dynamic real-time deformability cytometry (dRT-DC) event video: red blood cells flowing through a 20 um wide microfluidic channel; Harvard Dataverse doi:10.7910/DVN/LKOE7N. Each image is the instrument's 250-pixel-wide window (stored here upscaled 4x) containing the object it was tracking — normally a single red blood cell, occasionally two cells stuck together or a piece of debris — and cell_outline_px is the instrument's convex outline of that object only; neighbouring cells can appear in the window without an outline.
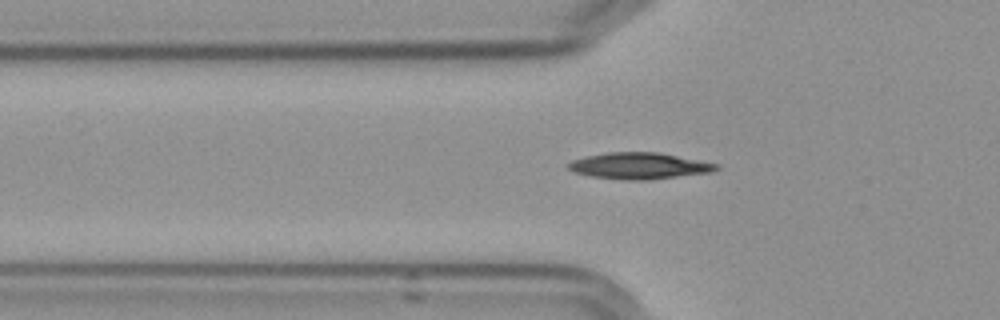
{"species": "Egyptian fruit bat (a non-hibernating species)", "species_latin": "Rousettus aegyptiacus", "temperature_condition": "cold", "stored_images_in_passage": 56, "segment_of_instrument_passage": [1, 2], "camera_frame_rate_fps": 3000, "um_per_image_px": 0.085, "frame": {"image": 1, "passage_image": 18, "time_ms": 5.667, "image_size_px": [1000, 320], "cell_outline_px": [[720, 168], [708, 172], [644, 180], [628, 180], [592, 176], [576, 172], [568, 168], [568, 164], [572, 160], [588, 156], [608, 152], [660, 152], [720, 164]], "centroid_in_image_um": [54.36, 14.08], "position_along_channel_um": 71.4, "area_um2": 22.37}}
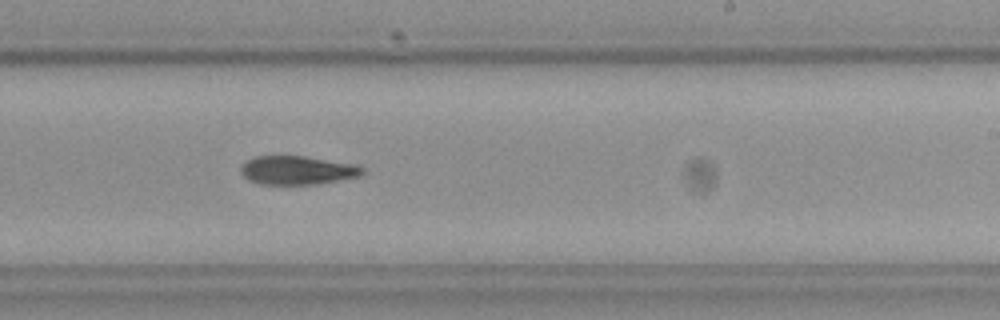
{"frame": {"image": 2, "passage_image": 34, "time_ms": 11.0, "image_size_px": [1000, 320], "cell_outline_px": [[364, 172], [360, 176], [316, 184], [260, 184], [248, 180], [240, 172], [240, 168], [244, 160], [256, 156], [304, 156], [356, 164], [364, 168]], "centroid_in_image_um": [25.24, 14.46], "position_along_channel_um": 263.8, "area_um2": 20.4}}
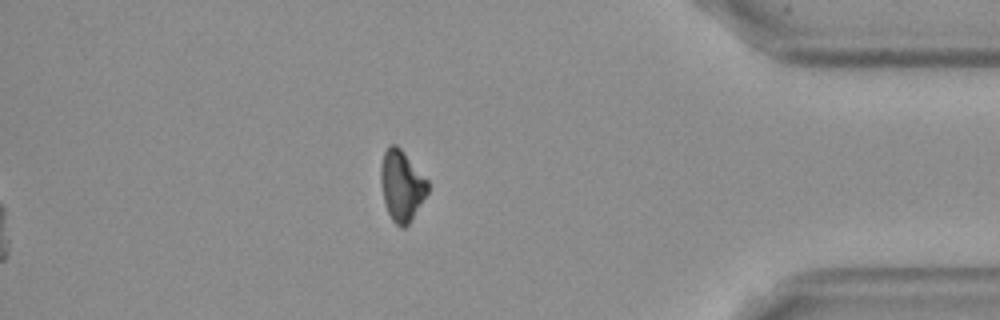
{"frame": {"image": 3, "passage_image": 48, "time_ms": 15.667, "image_size_px": [1000, 320], "cell_outline_px": [[428, 192], [408, 224], [404, 228], [400, 228], [392, 220], [388, 212], [384, 200], [380, 184], [380, 164], [384, 152], [388, 144], [396, 144], [400, 148], [428, 180]], "centroid_in_image_um": [34.12, 15.75], "position_along_channel_um": 401.1, "area_um2": 19.31}}